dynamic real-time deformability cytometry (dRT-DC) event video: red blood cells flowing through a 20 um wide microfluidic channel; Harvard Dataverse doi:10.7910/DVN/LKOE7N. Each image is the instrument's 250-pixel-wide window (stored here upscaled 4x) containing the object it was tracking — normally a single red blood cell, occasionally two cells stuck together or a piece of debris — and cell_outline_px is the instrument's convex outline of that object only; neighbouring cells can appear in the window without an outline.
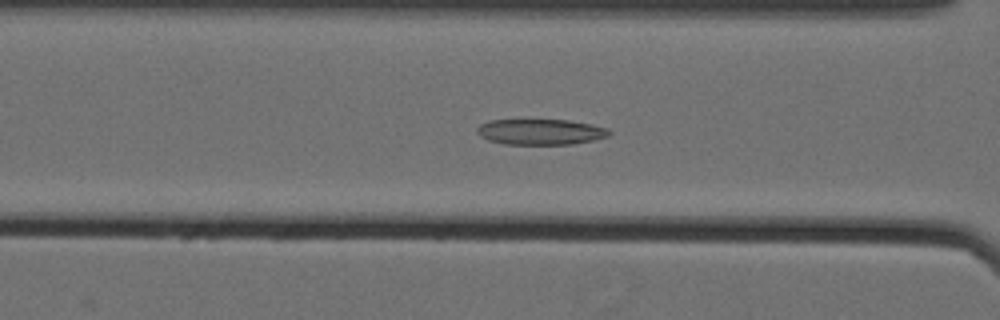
{"species": "Egyptian fruit bat (a non-hibernating species)", "species_latin": "Rousettus aegyptiacus", "temperature_condition": "cold", "stored_images_in_passage": 60, "camera_frame_rate_fps": 3000, "um_per_image_px": 0.085, "animal": {"sex": "female"}, "frame": {"image": 1, "passage_image": 28, "time_ms": 9.0, "image_size_px": [1000, 320], "cell_outline_px": [[612, 132], [608, 136], [592, 140], [572, 144], [504, 144], [488, 140], [480, 136], [476, 132], [476, 128], [480, 124], [488, 120], [568, 120], [592, 124], [608, 128]], "centroid_in_image_um": [45.93, 11.2], "position_along_channel_um": 120.7, "area_um2": 19.83}}
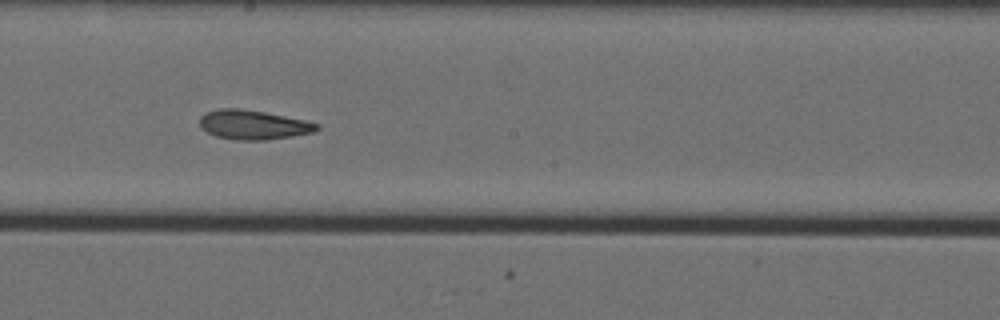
{"frame": {"image": 2, "passage_image": 37, "time_ms": 12.0, "image_size_px": [1000, 320], "cell_outline_px": [[320, 128], [312, 132], [268, 140], [236, 140], [216, 136], [200, 128], [200, 116], [204, 112], [220, 108], [236, 108], [264, 112], [304, 120], [320, 124]], "centroid_in_image_um": [21.49, 10.6], "position_along_channel_um": 226.7, "area_um2": 19.94}}
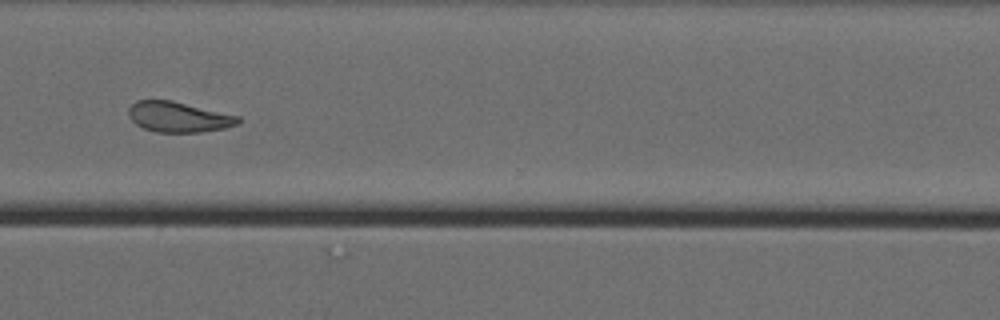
{"frame": {"image": 3, "passage_image": 48, "time_ms": 15.667, "image_size_px": [1000, 320], "cell_outline_px": [[240, 124], [224, 128], [200, 132], [156, 132], [144, 128], [136, 124], [128, 116], [128, 108], [136, 100], [172, 100], [240, 116]], "centroid_in_image_um": [15.18, 9.93], "position_along_channel_um": 355.4, "area_um2": 19.48}, "authors_computed_cell_mechanics": {"area_um2": 20.6346, "velocity_mm_per_s": 3.5188, "shape_relaxation_time_tau1_ms": null, "shape_relaxation_time_tau2_ms": 2.474, "deformation_change_tau1": null, "deformation_change_tau2": 0.0905}}